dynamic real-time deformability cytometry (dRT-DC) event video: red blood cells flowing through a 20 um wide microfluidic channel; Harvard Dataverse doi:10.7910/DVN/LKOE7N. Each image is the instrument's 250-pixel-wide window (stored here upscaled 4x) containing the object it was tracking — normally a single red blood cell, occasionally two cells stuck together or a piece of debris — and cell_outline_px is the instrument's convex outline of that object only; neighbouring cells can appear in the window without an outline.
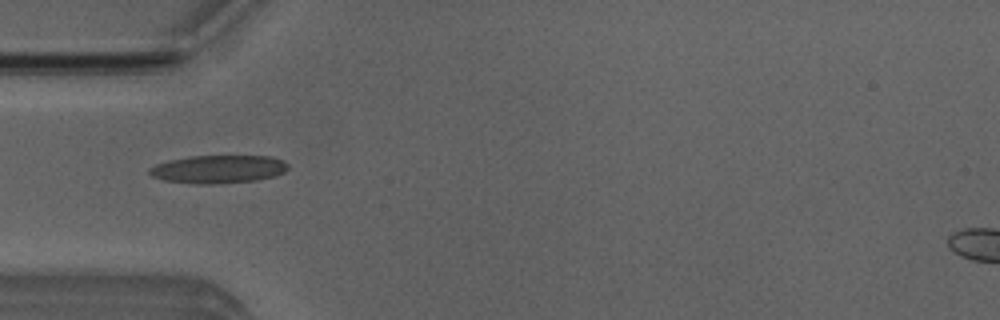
{"species": "Egyptian fruit bat (a non-hibernating species)", "species_latin": "Rousettus aegyptiacus", "temperature_condition": "room temperature", "stored_images_in_passage": 52, "camera_frame_rate_fps": 3000, "um_per_image_px": 0.085, "animal": {"sex": "male"}, "frame": {"image": 1, "passage_image": 16, "time_ms": 5.0, "image_size_px": [1000, 320], "cell_outline_px": [[288, 168], [284, 172], [276, 176], [256, 180], [212, 184], [196, 184], [164, 180], [152, 176], [148, 172], [148, 168], [156, 164], [168, 160], [192, 156], [272, 156], [284, 160], [288, 164]], "centroid_in_image_um": [18.57, 14.37], "position_along_channel_um": 66.4, "area_um2": 22.77}}
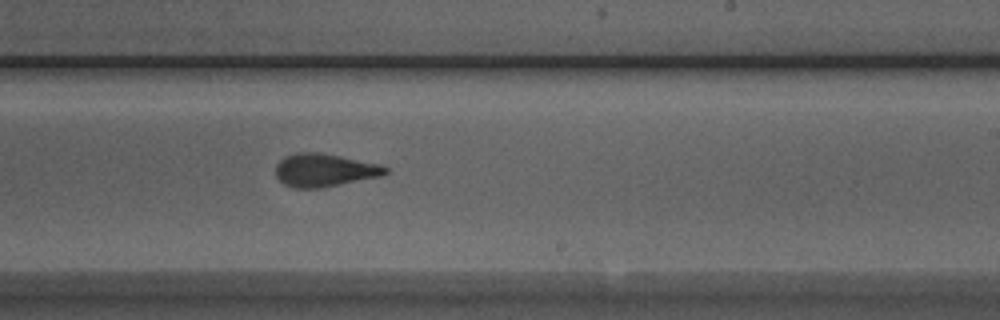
{"frame": {"image": 2, "passage_image": 31, "time_ms": 10.0, "image_size_px": [1000, 320], "cell_outline_px": [[388, 172], [380, 176], [320, 188], [292, 188], [284, 184], [276, 176], [276, 164], [284, 156], [296, 152], [320, 152], [380, 164], [388, 168]], "centroid_in_image_um": [27.54, 14.45], "position_along_channel_um": 261.5, "area_um2": 21.1}}
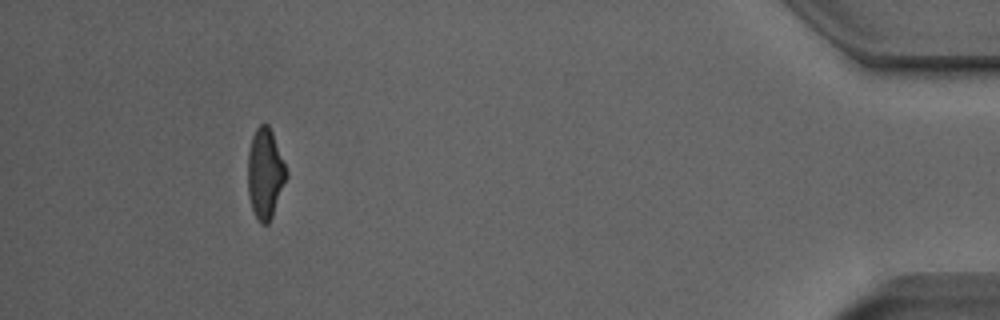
{"frame": {"image": 3, "passage_image": 48, "time_ms": 15.667, "image_size_px": [1000, 320], "cell_outline_px": [[288, 176], [272, 216], [268, 224], [260, 224], [252, 208], [248, 196], [248, 152], [252, 136], [256, 128], [260, 124], [268, 124], [272, 132], [284, 164]], "centroid_in_image_um": [22.52, 14.76], "position_along_channel_um": 412.7, "area_um2": 20.06}, "authors_computed_cell_mechanics": {"area_um2": 20.9236, "velocity_mm_per_s": 3.9025, "shape_relaxation_time_tau1_ms": 5.5523, "shape_relaxation_time_tau2_ms": 1.6137, "deformation_change_tau1": 0.193, "deformation_change_tau2": 0.0995}}